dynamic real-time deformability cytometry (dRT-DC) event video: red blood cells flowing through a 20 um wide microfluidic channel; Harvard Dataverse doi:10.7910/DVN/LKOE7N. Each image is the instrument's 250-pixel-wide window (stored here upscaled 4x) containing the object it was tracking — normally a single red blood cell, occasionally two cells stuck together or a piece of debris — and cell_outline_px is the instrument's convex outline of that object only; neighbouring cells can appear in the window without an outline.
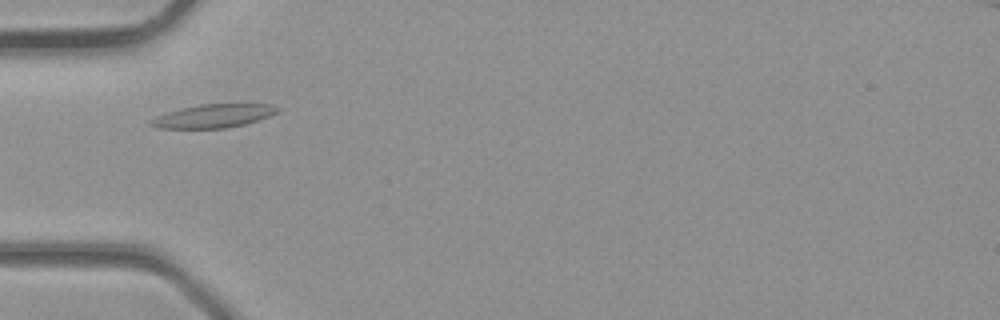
{"species": "common noctule bat (a hibernating species)", "species_latin": "Nyctalus noctula", "temperature_condition": "room temperature", "stored_images_in_passage": 27, "camera_frame_rate_fps": 3000, "um_per_image_px": 0.085, "animal": {"sex": "male", "body_mass_g": 23.1, "forearm_length_mm": 52.7}, "frame": {"image": 1, "passage_image": 6, "time_ms": 1.667, "image_size_px": [1000, 320], "cell_outline_px": [[280, 108], [276, 112], [268, 116], [244, 124], [228, 128], [156, 128], [148, 124], [148, 120], [156, 116], [180, 108], [200, 104], [272, 104]], "centroid_in_image_um": [18.08, 9.86], "position_along_channel_um": 66.9, "area_um2": 17.22}}
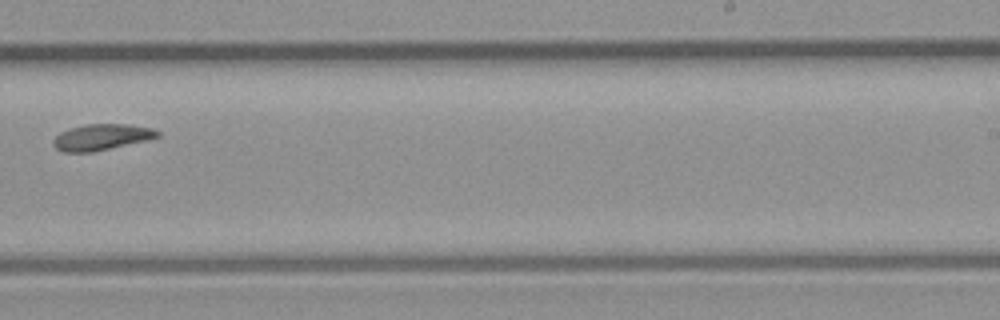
{"frame": {"image": 2, "passage_image": 18, "time_ms": 5.667, "image_size_px": [1000, 320], "cell_outline_px": [[160, 136], [144, 140], [92, 152], [64, 152], [56, 148], [52, 144], [52, 140], [60, 132], [68, 128], [88, 124], [124, 124], [152, 128], [160, 132]], "centroid_in_image_um": [8.57, 11.65], "position_along_channel_um": 280.4, "area_um2": 15.61}}
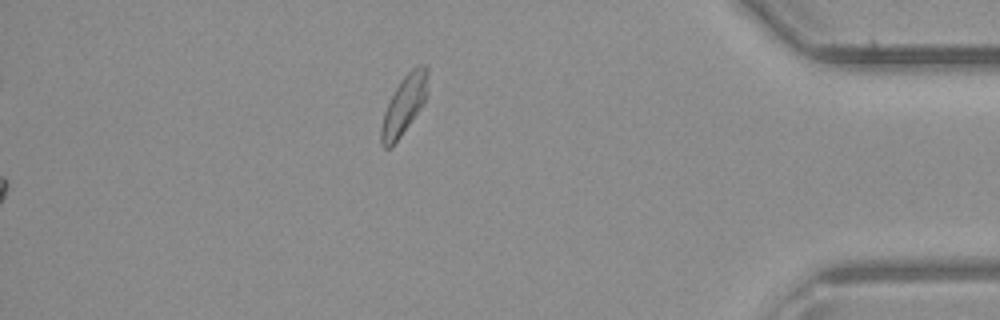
{"frame": {"image": 3, "passage_image": 27, "time_ms": 8.667, "image_size_px": [1000, 320], "cell_outline_px": [[428, 96], [424, 104], [392, 148], [384, 148], [380, 144], [380, 128], [384, 112], [400, 80], [412, 68], [420, 64], [424, 64], [428, 68]], "centroid_in_image_um": [34.37, 8.94], "position_along_channel_um": 400.8, "area_um2": 16.24}}